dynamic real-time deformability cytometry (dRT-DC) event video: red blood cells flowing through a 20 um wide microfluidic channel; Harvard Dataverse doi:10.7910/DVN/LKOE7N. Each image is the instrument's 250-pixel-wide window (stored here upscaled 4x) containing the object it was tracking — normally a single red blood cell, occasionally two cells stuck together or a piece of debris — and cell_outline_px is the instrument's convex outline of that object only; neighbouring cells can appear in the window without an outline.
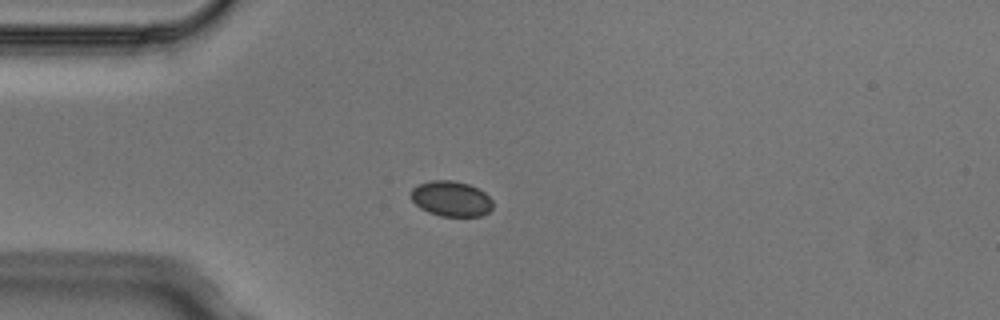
{"species": "Egyptian fruit bat (a non-hibernating species)", "species_latin": "Rousettus aegyptiacus", "temperature_condition": "cold", "stored_images_in_passage": 2, "camera_frame_rate_fps": 3000, "um_per_image_px": 0.085, "animal": {"sex": "male"}, "frame": {"image": 1, "passage_image": 2, "time_ms": 0.333, "image_size_px": [1000, 320], "cell_outline_px": [[492, 208], [488, 212], [480, 216], [440, 216], [428, 212], [420, 208], [412, 200], [412, 188], [420, 184], [432, 180], [452, 180], [468, 184], [484, 192], [492, 200]], "centroid_in_image_um": [38.35, 16.9], "position_along_channel_um": 46.7, "area_um2": 16.7}}